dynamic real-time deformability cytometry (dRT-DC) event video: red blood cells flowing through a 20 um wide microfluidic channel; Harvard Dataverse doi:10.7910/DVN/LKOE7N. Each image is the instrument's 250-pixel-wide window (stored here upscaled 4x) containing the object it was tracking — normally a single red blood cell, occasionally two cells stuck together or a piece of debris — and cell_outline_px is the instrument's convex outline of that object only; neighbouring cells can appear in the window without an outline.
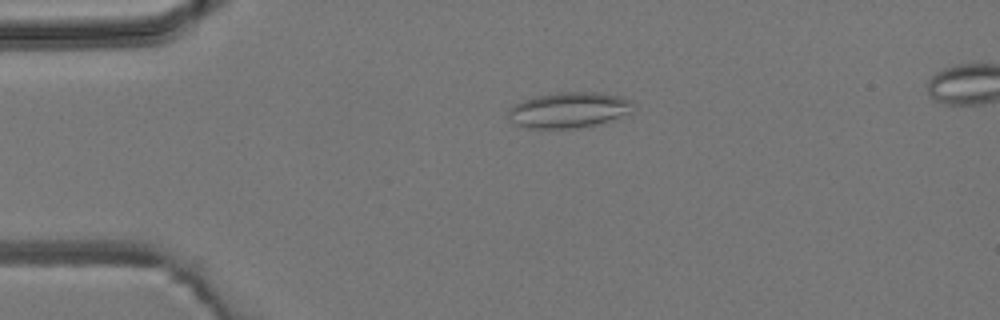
{"species": "common noctule bat (a hibernating species)", "species_latin": "Nyctalus noctula", "temperature_condition": "room temperature", "stored_images_in_passage": 4, "camera_frame_rate_fps": 3000, "um_per_image_px": 0.085, "animal": {"sex": "male", "body_mass_g": 19.2, "forearm_length_mm": 51.8}, "frame": {"image": 1, "passage_image": 3, "time_ms": 2.333, "image_size_px": [1000, 320], "cell_outline_px": [[632, 104], [628, 112], [600, 124], [576, 128], [528, 128], [516, 124], [508, 116], [508, 108], [512, 104], [532, 96], [556, 92], [600, 92], [624, 96], [632, 100]], "centroid_in_image_um": [48.3, 9.32], "position_along_channel_um": 36.7, "area_um2": 26.07}}